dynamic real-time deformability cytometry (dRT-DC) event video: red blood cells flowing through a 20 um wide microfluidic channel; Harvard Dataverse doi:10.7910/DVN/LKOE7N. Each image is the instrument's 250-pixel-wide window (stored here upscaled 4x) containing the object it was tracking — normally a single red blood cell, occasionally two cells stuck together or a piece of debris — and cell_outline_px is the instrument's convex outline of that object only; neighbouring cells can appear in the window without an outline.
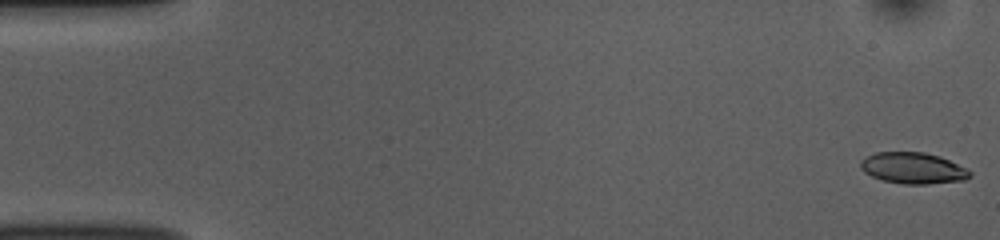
{"species": "common noctule bat (a hibernating species)", "species_latin": "Nyctalus noctula", "temperature_condition": "room temperature", "stored_images_in_passage": 53, "camera_frame_rate_fps": 3000, "um_per_image_px": 0.085, "animal": {"sex": "female", "body_mass_g": 10.0, "forearm_length_mm": 53.1}, "frame": {"image": 1, "passage_image": 1, "time_ms": 0.0, "image_size_px": [1000, 240], "cell_outline_px": [[972, 176], [964, 180], [928, 184], [904, 184], [884, 180], [872, 176], [864, 172], [860, 168], [860, 160], [876, 152], [924, 152], [940, 156], [968, 168], [972, 172]], "centroid_in_image_um": [77.64, 14.29], "position_along_channel_um": 7.4, "area_um2": 20.0}}
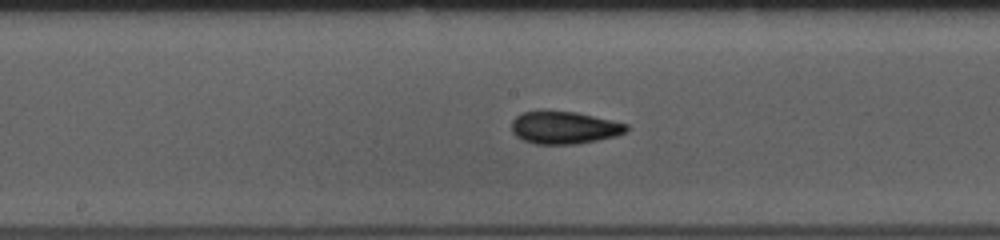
{"frame": {"image": 2, "passage_image": 27, "time_ms": 8.667, "image_size_px": [1000, 240], "cell_outline_px": [[628, 132], [616, 136], [576, 144], [536, 144], [524, 140], [516, 136], [512, 132], [512, 120], [520, 112], [576, 112], [628, 124]], "centroid_in_image_um": [47.97, 10.86], "position_along_channel_um": 200.2, "area_um2": 21.5}}
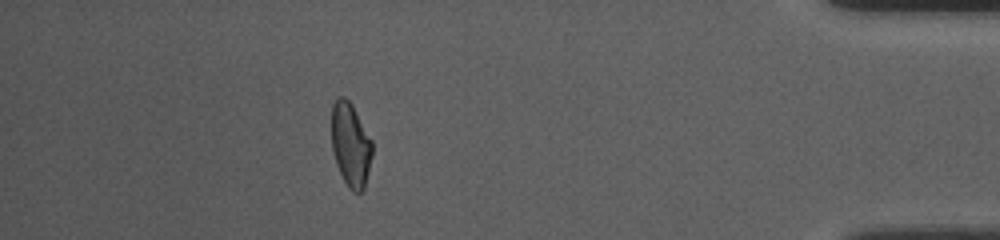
{"frame": {"image": 3, "passage_image": 47, "time_ms": 15.333, "image_size_px": [1000, 240], "cell_outline_px": [[372, 156], [364, 188], [360, 192], [352, 192], [348, 188], [336, 164], [332, 148], [332, 104], [336, 96], [344, 96], [352, 104], [372, 140]], "centroid_in_image_um": [29.8, 12.28], "position_along_channel_um": 405.4, "area_um2": 19.94}, "authors_computed_cell_mechanics": {"area_um2": 20.6346, "velocity_mm_per_s": 3.8001, "shape_relaxation_time_tau1_ms": 5.9937, "shape_relaxation_time_tau2_ms": 2.5139, "deformation_change_tau1": 0.1639, "deformation_change_tau2": 0.0781}}